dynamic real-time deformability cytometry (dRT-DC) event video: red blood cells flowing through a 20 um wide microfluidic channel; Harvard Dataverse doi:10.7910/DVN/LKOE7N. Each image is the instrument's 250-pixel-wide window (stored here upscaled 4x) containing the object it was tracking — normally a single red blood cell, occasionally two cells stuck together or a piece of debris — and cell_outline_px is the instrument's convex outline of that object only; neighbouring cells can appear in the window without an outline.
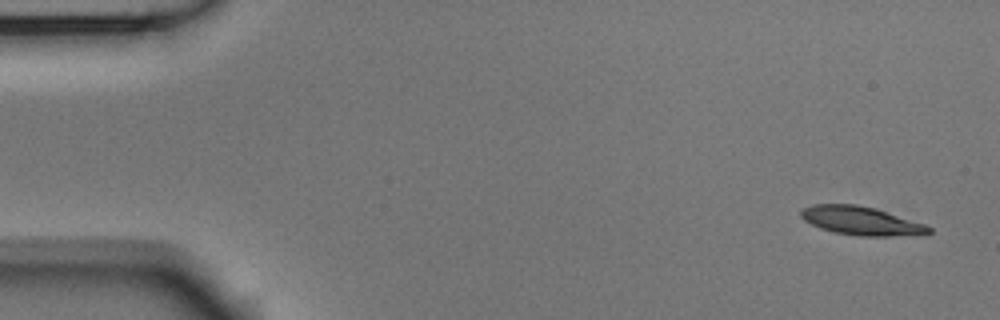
{"species": "Egyptian fruit bat (a non-hibernating species)", "species_latin": "Rousettus aegyptiacus", "temperature_condition": "room temperature", "stored_images_in_passage": 5, "camera_frame_rate_fps": 3000, "um_per_image_px": 0.085, "animal": {"sex": "male"}, "frame": {"image": 1, "passage_image": 1, "time_ms": 0.0, "image_size_px": [1000, 320], "cell_outline_px": [[932, 232], [928, 236], [856, 236], [836, 232], [820, 228], [804, 220], [800, 216], [800, 208], [812, 204], [856, 204], [872, 208], [924, 224], [932, 228]], "centroid_in_image_um": [73.22, 18.79], "position_along_channel_um": 11.8, "area_um2": 21.39}}